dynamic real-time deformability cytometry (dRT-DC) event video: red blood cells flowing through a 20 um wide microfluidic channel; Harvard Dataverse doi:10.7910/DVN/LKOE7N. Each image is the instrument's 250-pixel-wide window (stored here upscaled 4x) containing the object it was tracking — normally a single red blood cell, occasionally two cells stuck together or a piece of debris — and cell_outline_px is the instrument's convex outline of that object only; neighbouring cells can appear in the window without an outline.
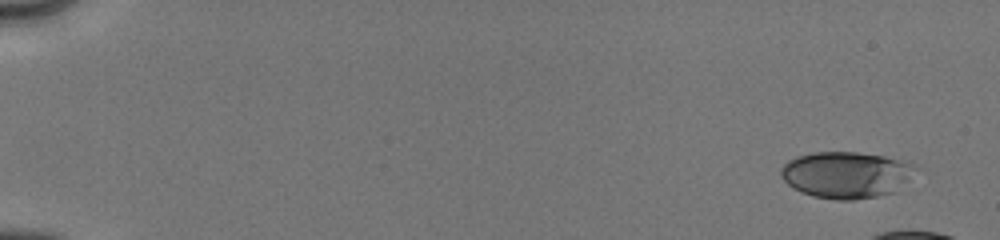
{"species": "human", "species_latin": "Homo sapiens", "temperature_condition": "cold", "stored_images_in_passage": 10, "camera_frame_rate_fps": 3000, "um_per_image_px": 0.085, "donor": {"sex": "male"}, "frame": {"image": 1, "passage_image": 1, "time_ms": 0.0, "image_size_px": [1000, 240], "cell_outline_px": [[916, 168], [908, 180], [896, 192], [876, 196], [852, 200], [836, 200], [812, 196], [792, 188], [780, 176], [780, 168], [788, 160], [796, 156], [812, 152], [856, 152], [884, 156], [908, 160]], "centroid_in_image_um": [71.91, 14.85], "position_along_channel_um": 13.1, "area_um2": 36.76}}